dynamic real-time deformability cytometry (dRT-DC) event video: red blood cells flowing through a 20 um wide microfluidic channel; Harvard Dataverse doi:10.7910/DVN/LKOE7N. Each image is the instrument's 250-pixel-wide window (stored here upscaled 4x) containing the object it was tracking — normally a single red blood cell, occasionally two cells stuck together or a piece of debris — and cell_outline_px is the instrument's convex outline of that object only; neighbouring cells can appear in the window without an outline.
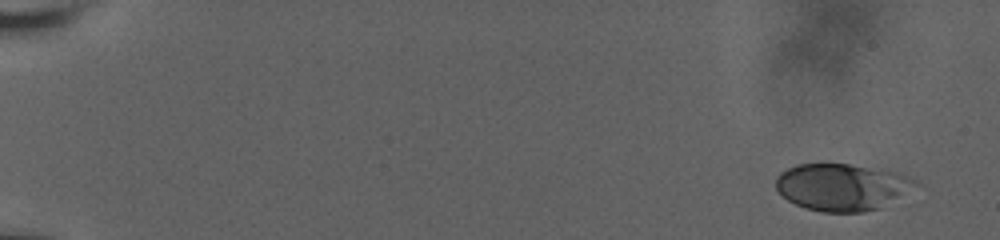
{"species": "human", "species_latin": "Homo sapiens", "temperature_condition": "room temperature", "stored_images_in_passage": 11, "camera_frame_rate_fps": 3000, "um_per_image_px": 0.085, "donor": {"sex": "male"}, "frame": {"image": 1, "passage_image": 1, "time_ms": 0.0, "image_size_px": [1000, 240], "cell_outline_px": [[920, 184], [880, 208], [864, 212], [824, 212], [804, 208], [788, 200], [776, 188], [776, 176], [780, 172], [796, 164], [848, 164], [900, 172], [916, 180]], "centroid_in_image_um": [71.57, 15.89], "position_along_channel_um": 13.4, "area_um2": 38.15}}
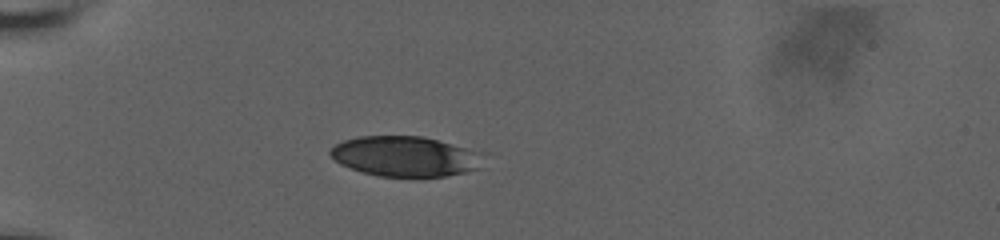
{"frame": {"image": 2, "passage_image": 8, "time_ms": 5.333, "image_size_px": [1000, 240], "cell_outline_px": [[488, 152], [476, 168], [464, 172], [444, 176], [380, 176], [364, 172], [340, 164], [328, 152], [336, 144], [344, 140], [360, 136], [424, 136]], "centroid_in_image_um": [34.51, 13.26], "position_along_channel_um": 50.5, "area_um2": 35.89}}
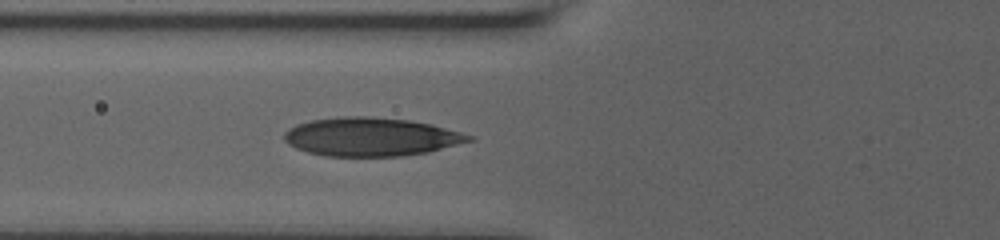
{"frame": {"image": 3, "passage_image": 11, "time_ms": 7.333, "image_size_px": [1000, 240], "cell_outline_px": [[476, 140], [428, 152], [400, 156], [324, 156], [308, 152], [296, 148], [288, 144], [284, 140], [284, 132], [288, 128], [296, 124], [312, 120], [344, 116], [372, 116], [408, 120], [432, 124], [476, 136]], "centroid_in_image_um": [31.56, 11.63], "position_along_channel_um": 94.2, "area_um2": 41.73}}